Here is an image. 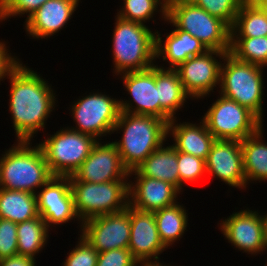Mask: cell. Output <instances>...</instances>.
I'll return each instance as SVG.
<instances>
[{
  "instance_id": "1",
  "label": "cell",
  "mask_w": 267,
  "mask_h": 266,
  "mask_svg": "<svg viewBox=\"0 0 267 266\" xmlns=\"http://www.w3.org/2000/svg\"><path fill=\"white\" fill-rule=\"evenodd\" d=\"M8 77L11 86L9 111L17 141H32L34 134L44 129L55 109L57 95L48 81L22 62Z\"/></svg>"
},
{
  "instance_id": "2",
  "label": "cell",
  "mask_w": 267,
  "mask_h": 266,
  "mask_svg": "<svg viewBox=\"0 0 267 266\" xmlns=\"http://www.w3.org/2000/svg\"><path fill=\"white\" fill-rule=\"evenodd\" d=\"M123 131L121 140L114 141L123 166L135 170L153 151L164 145L168 123L155 116L120 111L113 133Z\"/></svg>"
},
{
  "instance_id": "3",
  "label": "cell",
  "mask_w": 267,
  "mask_h": 266,
  "mask_svg": "<svg viewBox=\"0 0 267 266\" xmlns=\"http://www.w3.org/2000/svg\"><path fill=\"white\" fill-rule=\"evenodd\" d=\"M16 143L0 158V187L36 194L37 188L45 185L53 175L38 143L34 147L31 141Z\"/></svg>"
},
{
  "instance_id": "4",
  "label": "cell",
  "mask_w": 267,
  "mask_h": 266,
  "mask_svg": "<svg viewBox=\"0 0 267 266\" xmlns=\"http://www.w3.org/2000/svg\"><path fill=\"white\" fill-rule=\"evenodd\" d=\"M112 49L115 75L151 68L156 60V33L148 26L115 16Z\"/></svg>"
},
{
  "instance_id": "5",
  "label": "cell",
  "mask_w": 267,
  "mask_h": 266,
  "mask_svg": "<svg viewBox=\"0 0 267 266\" xmlns=\"http://www.w3.org/2000/svg\"><path fill=\"white\" fill-rule=\"evenodd\" d=\"M222 61L219 93L248 108L263 122L264 67L239 61L230 53Z\"/></svg>"
},
{
  "instance_id": "6",
  "label": "cell",
  "mask_w": 267,
  "mask_h": 266,
  "mask_svg": "<svg viewBox=\"0 0 267 266\" xmlns=\"http://www.w3.org/2000/svg\"><path fill=\"white\" fill-rule=\"evenodd\" d=\"M75 212L79 223L126 210L129 205V182L90 183L69 176Z\"/></svg>"
},
{
  "instance_id": "7",
  "label": "cell",
  "mask_w": 267,
  "mask_h": 266,
  "mask_svg": "<svg viewBox=\"0 0 267 266\" xmlns=\"http://www.w3.org/2000/svg\"><path fill=\"white\" fill-rule=\"evenodd\" d=\"M166 7L164 21L196 37L207 50L230 51L231 28L196 4Z\"/></svg>"
},
{
  "instance_id": "8",
  "label": "cell",
  "mask_w": 267,
  "mask_h": 266,
  "mask_svg": "<svg viewBox=\"0 0 267 266\" xmlns=\"http://www.w3.org/2000/svg\"><path fill=\"white\" fill-rule=\"evenodd\" d=\"M97 141L91 135L65 127L38 145L52 175L69 177L89 156Z\"/></svg>"
},
{
  "instance_id": "9",
  "label": "cell",
  "mask_w": 267,
  "mask_h": 266,
  "mask_svg": "<svg viewBox=\"0 0 267 266\" xmlns=\"http://www.w3.org/2000/svg\"><path fill=\"white\" fill-rule=\"evenodd\" d=\"M219 95L202 119L215 140L241 142L263 126L262 121L248 108Z\"/></svg>"
},
{
  "instance_id": "10",
  "label": "cell",
  "mask_w": 267,
  "mask_h": 266,
  "mask_svg": "<svg viewBox=\"0 0 267 266\" xmlns=\"http://www.w3.org/2000/svg\"><path fill=\"white\" fill-rule=\"evenodd\" d=\"M70 108L71 116L77 126L71 127L97 140L103 135L113 133V128L120 114L119 100L102 93H90L77 99Z\"/></svg>"
},
{
  "instance_id": "11",
  "label": "cell",
  "mask_w": 267,
  "mask_h": 266,
  "mask_svg": "<svg viewBox=\"0 0 267 266\" xmlns=\"http://www.w3.org/2000/svg\"><path fill=\"white\" fill-rule=\"evenodd\" d=\"M230 51L207 50L204 54L188 58L175 70L185 92L194 100L207 97L220 84V71L225 55ZM214 55V56H213ZM217 57V58H216Z\"/></svg>"
},
{
  "instance_id": "12",
  "label": "cell",
  "mask_w": 267,
  "mask_h": 266,
  "mask_svg": "<svg viewBox=\"0 0 267 266\" xmlns=\"http://www.w3.org/2000/svg\"><path fill=\"white\" fill-rule=\"evenodd\" d=\"M81 236L98 252L128 248L130 242V205L118 213L105 214L80 223Z\"/></svg>"
},
{
  "instance_id": "13",
  "label": "cell",
  "mask_w": 267,
  "mask_h": 266,
  "mask_svg": "<svg viewBox=\"0 0 267 266\" xmlns=\"http://www.w3.org/2000/svg\"><path fill=\"white\" fill-rule=\"evenodd\" d=\"M119 76L123 80L126 91L132 96L130 97L131 100H119L120 111L160 118V101L156 87V65L142 71L125 72Z\"/></svg>"
},
{
  "instance_id": "14",
  "label": "cell",
  "mask_w": 267,
  "mask_h": 266,
  "mask_svg": "<svg viewBox=\"0 0 267 266\" xmlns=\"http://www.w3.org/2000/svg\"><path fill=\"white\" fill-rule=\"evenodd\" d=\"M97 141L89 156L72 175L78 181L104 183L128 181L129 171L123 166L120 154L113 142Z\"/></svg>"
},
{
  "instance_id": "15",
  "label": "cell",
  "mask_w": 267,
  "mask_h": 266,
  "mask_svg": "<svg viewBox=\"0 0 267 266\" xmlns=\"http://www.w3.org/2000/svg\"><path fill=\"white\" fill-rule=\"evenodd\" d=\"M260 212L249 208L233 212L220 222L224 237L239 251L258 255L267 250L264 241L263 222Z\"/></svg>"
},
{
  "instance_id": "16",
  "label": "cell",
  "mask_w": 267,
  "mask_h": 266,
  "mask_svg": "<svg viewBox=\"0 0 267 266\" xmlns=\"http://www.w3.org/2000/svg\"><path fill=\"white\" fill-rule=\"evenodd\" d=\"M41 188L36 193L38 214L48 228L68 223L73 218L75 221V218H78L74 208L69 177L53 176Z\"/></svg>"
},
{
  "instance_id": "17",
  "label": "cell",
  "mask_w": 267,
  "mask_h": 266,
  "mask_svg": "<svg viewBox=\"0 0 267 266\" xmlns=\"http://www.w3.org/2000/svg\"><path fill=\"white\" fill-rule=\"evenodd\" d=\"M206 175L219 178L230 187L246 188L243 170L241 142L236 140H215L205 160Z\"/></svg>"
},
{
  "instance_id": "18",
  "label": "cell",
  "mask_w": 267,
  "mask_h": 266,
  "mask_svg": "<svg viewBox=\"0 0 267 266\" xmlns=\"http://www.w3.org/2000/svg\"><path fill=\"white\" fill-rule=\"evenodd\" d=\"M130 242L128 249L139 261L159 260L167 247L160 239L154 213L140 211L130 206Z\"/></svg>"
},
{
  "instance_id": "19",
  "label": "cell",
  "mask_w": 267,
  "mask_h": 266,
  "mask_svg": "<svg viewBox=\"0 0 267 266\" xmlns=\"http://www.w3.org/2000/svg\"><path fill=\"white\" fill-rule=\"evenodd\" d=\"M134 178L135 183L129 180V205L140 211L154 212L171 206L182 192L166 181L145 176Z\"/></svg>"
},
{
  "instance_id": "20",
  "label": "cell",
  "mask_w": 267,
  "mask_h": 266,
  "mask_svg": "<svg viewBox=\"0 0 267 266\" xmlns=\"http://www.w3.org/2000/svg\"><path fill=\"white\" fill-rule=\"evenodd\" d=\"M80 0H48L25 21L29 36L36 39L50 38L71 19Z\"/></svg>"
},
{
  "instance_id": "21",
  "label": "cell",
  "mask_w": 267,
  "mask_h": 266,
  "mask_svg": "<svg viewBox=\"0 0 267 266\" xmlns=\"http://www.w3.org/2000/svg\"><path fill=\"white\" fill-rule=\"evenodd\" d=\"M155 33L156 60L163 57L164 61L169 62L168 69H175L188 58L202 55L207 51L196 37L176 27L166 36L165 40H162L158 30L157 32L155 30Z\"/></svg>"
},
{
  "instance_id": "22",
  "label": "cell",
  "mask_w": 267,
  "mask_h": 266,
  "mask_svg": "<svg viewBox=\"0 0 267 266\" xmlns=\"http://www.w3.org/2000/svg\"><path fill=\"white\" fill-rule=\"evenodd\" d=\"M176 119L168 123V137L172 135L175 142L172 146L176 151L206 160L215 138L208 131L205 122L201 120L200 125L190 122L178 124L175 123Z\"/></svg>"
},
{
  "instance_id": "23",
  "label": "cell",
  "mask_w": 267,
  "mask_h": 266,
  "mask_svg": "<svg viewBox=\"0 0 267 266\" xmlns=\"http://www.w3.org/2000/svg\"><path fill=\"white\" fill-rule=\"evenodd\" d=\"M156 87L160 101V119L169 123L176 118V112L190 96L185 92L175 69L156 65Z\"/></svg>"
},
{
  "instance_id": "24",
  "label": "cell",
  "mask_w": 267,
  "mask_h": 266,
  "mask_svg": "<svg viewBox=\"0 0 267 266\" xmlns=\"http://www.w3.org/2000/svg\"><path fill=\"white\" fill-rule=\"evenodd\" d=\"M163 146L153 151L135 170L130 171L129 177L134 174L166 181L180 190L177 151L172 145Z\"/></svg>"
},
{
  "instance_id": "25",
  "label": "cell",
  "mask_w": 267,
  "mask_h": 266,
  "mask_svg": "<svg viewBox=\"0 0 267 266\" xmlns=\"http://www.w3.org/2000/svg\"><path fill=\"white\" fill-rule=\"evenodd\" d=\"M262 138L263 127L241 141L246 185L249 181L267 180V143Z\"/></svg>"
},
{
  "instance_id": "26",
  "label": "cell",
  "mask_w": 267,
  "mask_h": 266,
  "mask_svg": "<svg viewBox=\"0 0 267 266\" xmlns=\"http://www.w3.org/2000/svg\"><path fill=\"white\" fill-rule=\"evenodd\" d=\"M36 194L0 187V218L21 223L38 217Z\"/></svg>"
},
{
  "instance_id": "27",
  "label": "cell",
  "mask_w": 267,
  "mask_h": 266,
  "mask_svg": "<svg viewBox=\"0 0 267 266\" xmlns=\"http://www.w3.org/2000/svg\"><path fill=\"white\" fill-rule=\"evenodd\" d=\"M178 203L153 212L160 239L167 248L180 240L188 224L187 210Z\"/></svg>"
},
{
  "instance_id": "28",
  "label": "cell",
  "mask_w": 267,
  "mask_h": 266,
  "mask_svg": "<svg viewBox=\"0 0 267 266\" xmlns=\"http://www.w3.org/2000/svg\"><path fill=\"white\" fill-rule=\"evenodd\" d=\"M49 228L39 215L17 224L18 254L35 259L48 241Z\"/></svg>"
},
{
  "instance_id": "29",
  "label": "cell",
  "mask_w": 267,
  "mask_h": 266,
  "mask_svg": "<svg viewBox=\"0 0 267 266\" xmlns=\"http://www.w3.org/2000/svg\"><path fill=\"white\" fill-rule=\"evenodd\" d=\"M237 60L267 66V36L263 37H231L230 52Z\"/></svg>"
},
{
  "instance_id": "30",
  "label": "cell",
  "mask_w": 267,
  "mask_h": 266,
  "mask_svg": "<svg viewBox=\"0 0 267 266\" xmlns=\"http://www.w3.org/2000/svg\"><path fill=\"white\" fill-rule=\"evenodd\" d=\"M267 36V15L261 8H240L231 28V37Z\"/></svg>"
},
{
  "instance_id": "31",
  "label": "cell",
  "mask_w": 267,
  "mask_h": 266,
  "mask_svg": "<svg viewBox=\"0 0 267 266\" xmlns=\"http://www.w3.org/2000/svg\"><path fill=\"white\" fill-rule=\"evenodd\" d=\"M123 3L122 8L116 15L122 19L144 24L153 18L155 12H159V10L162 19H166L164 0H124ZM158 5L159 8L161 7L160 9Z\"/></svg>"
},
{
  "instance_id": "32",
  "label": "cell",
  "mask_w": 267,
  "mask_h": 266,
  "mask_svg": "<svg viewBox=\"0 0 267 266\" xmlns=\"http://www.w3.org/2000/svg\"><path fill=\"white\" fill-rule=\"evenodd\" d=\"M177 162L180 180V191L183 183H195L206 174L205 160L190 154L177 151Z\"/></svg>"
},
{
  "instance_id": "33",
  "label": "cell",
  "mask_w": 267,
  "mask_h": 266,
  "mask_svg": "<svg viewBox=\"0 0 267 266\" xmlns=\"http://www.w3.org/2000/svg\"><path fill=\"white\" fill-rule=\"evenodd\" d=\"M195 4L205 9L210 15L224 21L230 28L235 23L240 9L237 0H197Z\"/></svg>"
},
{
  "instance_id": "34",
  "label": "cell",
  "mask_w": 267,
  "mask_h": 266,
  "mask_svg": "<svg viewBox=\"0 0 267 266\" xmlns=\"http://www.w3.org/2000/svg\"><path fill=\"white\" fill-rule=\"evenodd\" d=\"M78 244L69 252L63 266H96L99 253L80 235Z\"/></svg>"
},
{
  "instance_id": "35",
  "label": "cell",
  "mask_w": 267,
  "mask_h": 266,
  "mask_svg": "<svg viewBox=\"0 0 267 266\" xmlns=\"http://www.w3.org/2000/svg\"><path fill=\"white\" fill-rule=\"evenodd\" d=\"M46 1L48 0H0V21L24 14L28 18Z\"/></svg>"
},
{
  "instance_id": "36",
  "label": "cell",
  "mask_w": 267,
  "mask_h": 266,
  "mask_svg": "<svg viewBox=\"0 0 267 266\" xmlns=\"http://www.w3.org/2000/svg\"><path fill=\"white\" fill-rule=\"evenodd\" d=\"M17 254V223L0 218V259Z\"/></svg>"
},
{
  "instance_id": "37",
  "label": "cell",
  "mask_w": 267,
  "mask_h": 266,
  "mask_svg": "<svg viewBox=\"0 0 267 266\" xmlns=\"http://www.w3.org/2000/svg\"><path fill=\"white\" fill-rule=\"evenodd\" d=\"M137 261L128 248L107 250L99 253L96 266H136Z\"/></svg>"
},
{
  "instance_id": "38",
  "label": "cell",
  "mask_w": 267,
  "mask_h": 266,
  "mask_svg": "<svg viewBox=\"0 0 267 266\" xmlns=\"http://www.w3.org/2000/svg\"><path fill=\"white\" fill-rule=\"evenodd\" d=\"M8 50L6 43L0 41V81L8 78L9 74L21 63L20 59L13 57Z\"/></svg>"
},
{
  "instance_id": "39",
  "label": "cell",
  "mask_w": 267,
  "mask_h": 266,
  "mask_svg": "<svg viewBox=\"0 0 267 266\" xmlns=\"http://www.w3.org/2000/svg\"><path fill=\"white\" fill-rule=\"evenodd\" d=\"M36 260L23 256V255H14L8 258L0 259V266H36Z\"/></svg>"
},
{
  "instance_id": "40",
  "label": "cell",
  "mask_w": 267,
  "mask_h": 266,
  "mask_svg": "<svg viewBox=\"0 0 267 266\" xmlns=\"http://www.w3.org/2000/svg\"><path fill=\"white\" fill-rule=\"evenodd\" d=\"M240 8H261L266 0H237Z\"/></svg>"
},
{
  "instance_id": "41",
  "label": "cell",
  "mask_w": 267,
  "mask_h": 266,
  "mask_svg": "<svg viewBox=\"0 0 267 266\" xmlns=\"http://www.w3.org/2000/svg\"><path fill=\"white\" fill-rule=\"evenodd\" d=\"M165 6H176L181 4H195L197 0H164Z\"/></svg>"
},
{
  "instance_id": "42",
  "label": "cell",
  "mask_w": 267,
  "mask_h": 266,
  "mask_svg": "<svg viewBox=\"0 0 267 266\" xmlns=\"http://www.w3.org/2000/svg\"><path fill=\"white\" fill-rule=\"evenodd\" d=\"M168 266L164 265L163 263H159V260H149V261H139L137 262L136 266ZM170 266V265H169Z\"/></svg>"
},
{
  "instance_id": "43",
  "label": "cell",
  "mask_w": 267,
  "mask_h": 266,
  "mask_svg": "<svg viewBox=\"0 0 267 266\" xmlns=\"http://www.w3.org/2000/svg\"><path fill=\"white\" fill-rule=\"evenodd\" d=\"M263 222L264 241L267 248V214L261 215Z\"/></svg>"
},
{
  "instance_id": "44",
  "label": "cell",
  "mask_w": 267,
  "mask_h": 266,
  "mask_svg": "<svg viewBox=\"0 0 267 266\" xmlns=\"http://www.w3.org/2000/svg\"><path fill=\"white\" fill-rule=\"evenodd\" d=\"M261 9L266 13L267 15V0L264 2L263 6L261 7Z\"/></svg>"
}]
</instances>
